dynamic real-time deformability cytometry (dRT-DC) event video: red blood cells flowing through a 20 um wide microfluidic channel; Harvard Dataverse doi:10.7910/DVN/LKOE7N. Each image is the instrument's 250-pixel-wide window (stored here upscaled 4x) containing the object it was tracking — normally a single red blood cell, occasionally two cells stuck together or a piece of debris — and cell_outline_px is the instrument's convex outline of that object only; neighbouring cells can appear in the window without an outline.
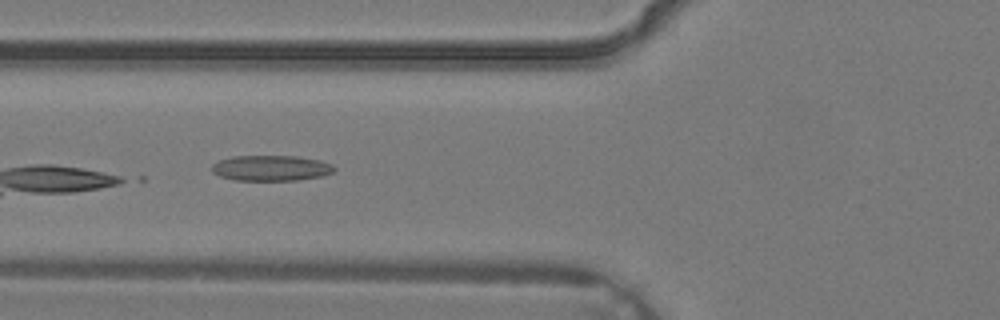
{"species": "common noctule bat (a hibernating species)", "species_latin": "Nyctalus noctula", "temperature_condition": "warm", "stored_images_in_passage": 4, "camera_frame_rate_fps": 3000, "um_per_image_px": 0.085, "animal": {"sex": "male", "body_mass_g": 19.2, "forearm_length_mm": 51.8}, "frame": {"image": 1, "passage_image": 4, "time_ms": 1.0, "image_size_px": [1000, 320], "cell_outline_px": [[336, 168], [332, 172], [320, 176], [300, 180], [236, 180], [220, 176], [212, 172], [212, 164], [220, 160], [232, 156], [296, 156], [320, 160], [332, 164]], "centroid_in_image_um": [23.04, 14.28], "position_along_channel_um": 102.8, "area_um2": 18.15}}